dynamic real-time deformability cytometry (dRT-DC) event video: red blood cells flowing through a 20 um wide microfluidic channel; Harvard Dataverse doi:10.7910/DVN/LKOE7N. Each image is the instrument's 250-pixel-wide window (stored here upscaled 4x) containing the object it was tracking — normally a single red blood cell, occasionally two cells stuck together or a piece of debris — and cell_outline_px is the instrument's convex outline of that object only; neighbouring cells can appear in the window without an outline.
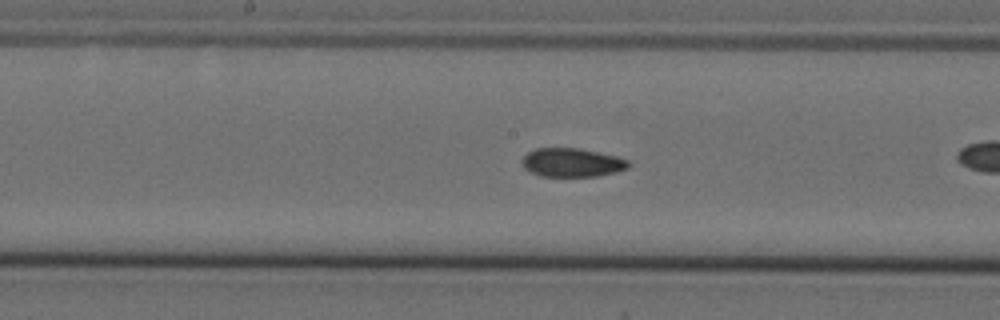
{"species": "Egyptian fruit bat (a non-hibernating species)", "species_latin": "Rousettus aegyptiacus", "temperature_condition": "cold", "stored_images_in_passage": 25, "camera_frame_rate_fps": 3000, "um_per_image_px": 0.085, "animal": {"sex": "female"}, "frame": {"image": 1, "passage_image": 8, "time_ms": 2.333, "image_size_px": [1000, 320], "cell_outline_px": [[632, 164], [628, 168], [616, 172], [596, 176], [540, 176], [524, 168], [520, 164], [520, 160], [528, 152], [536, 148], [580, 148], [616, 156], [628, 160]], "centroid_in_image_um": [48.61, 13.81], "position_along_channel_um": 199.6, "area_um2": 17.92}}
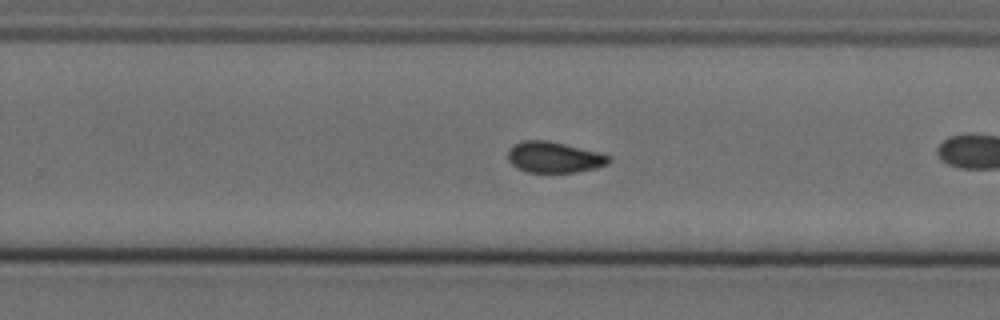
{"frame": {"image": 2, "passage_image": 15, "time_ms": 4.667, "image_size_px": [1000, 320], "cell_outline_px": [[612, 160], [608, 164], [596, 168], [576, 172], [528, 172], [516, 168], [508, 160], [508, 148], [512, 144], [524, 140], [548, 140], [612, 156]], "centroid_in_image_um": [47.07, 13.36], "position_along_channel_um": 282.7, "area_um2": 18.26}}
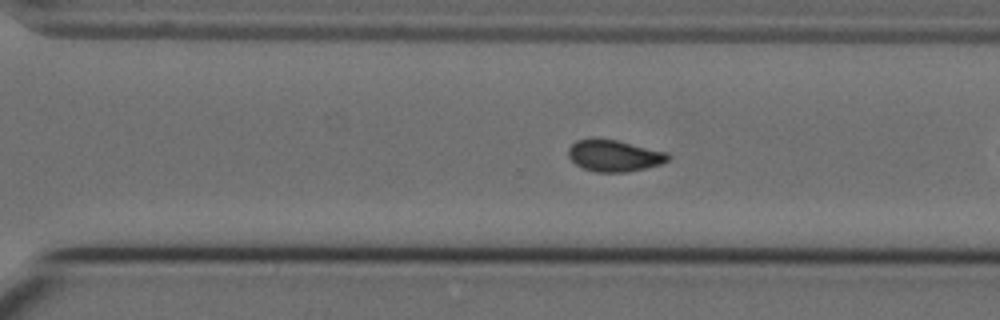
{"frame": {"image": 3, "passage_image": 18, "time_ms": 5.667, "image_size_px": [1000, 320], "cell_outline_px": [[672, 156], [668, 160], [660, 164], [628, 172], [596, 172], [584, 168], [576, 164], [568, 156], [568, 148], [576, 140], [616, 140], [668, 152]], "centroid_in_image_um": [52.24, 13.25], "position_along_channel_um": 318.4, "area_um2": 18.03}}